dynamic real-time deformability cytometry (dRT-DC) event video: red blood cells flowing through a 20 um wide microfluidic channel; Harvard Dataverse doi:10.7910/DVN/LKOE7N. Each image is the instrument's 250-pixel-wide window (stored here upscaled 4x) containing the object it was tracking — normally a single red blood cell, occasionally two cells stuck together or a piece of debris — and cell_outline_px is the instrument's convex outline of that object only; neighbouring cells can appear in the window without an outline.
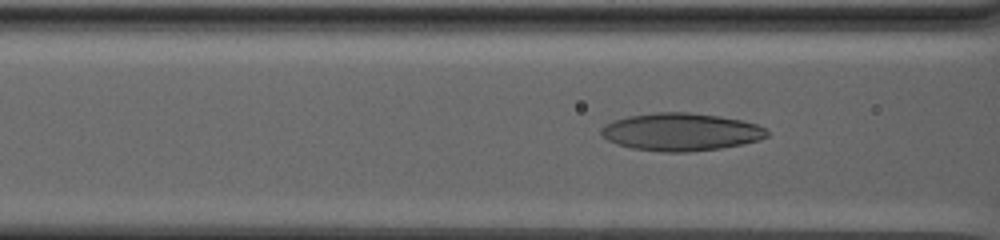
{"species": "human", "species_latin": "Homo sapiens", "temperature_condition": "warm", "stored_images_in_passage": 85, "camera_frame_rate_fps": 3000, "um_per_image_px": 0.085, "donor": {"sex": "male"}, "frame": {"image": 1, "passage_image": 39, "time_ms": 12.667, "image_size_px": [1000, 240], "cell_outline_px": [[768, 136], [760, 140], [744, 144], [720, 148], [688, 152], [664, 152], [632, 148], [616, 144], [600, 136], [600, 128], [604, 124], [628, 116], [656, 112], [688, 112], [720, 116], [740, 120], [756, 124], [764, 128], [768, 132]], "centroid_in_image_um": [57.86, 11.21], "position_along_channel_um": 108.7, "area_um2": 36.53}}
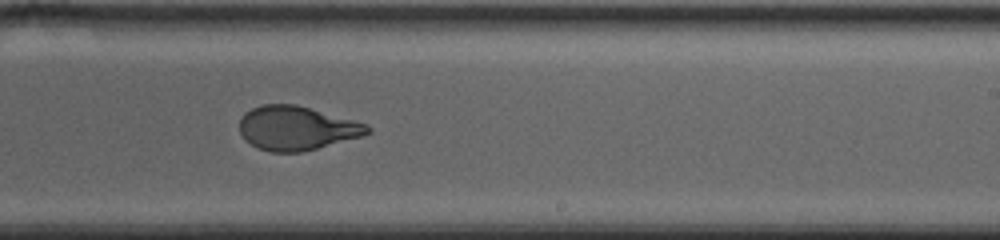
{"frame": {"image": 2, "passage_image": 57, "time_ms": 18.667, "image_size_px": [1000, 240], "cell_outline_px": [[372, 132], [364, 136], [300, 152], [272, 152], [256, 148], [244, 140], [240, 132], [240, 116], [244, 112], [260, 104], [296, 104], [368, 124], [372, 128]], "centroid_in_image_um": [25.2, 10.89], "position_along_channel_um": 263.8, "area_um2": 33.06}}
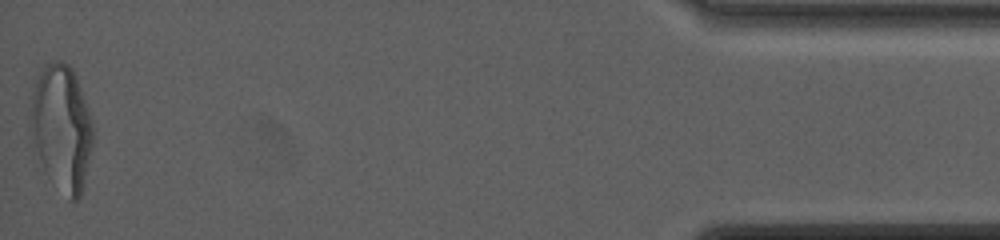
{"frame": {"image": 3, "passage_image": 85, "time_ms": 28.0, "image_size_px": [1000, 240], "cell_outline_px": [[92, 144], [80, 196], [72, 204], [68, 200], [44, 172], [32, 148], [32, 96], [36, 80], [44, 64], [52, 60], [60, 60], [68, 64], [72, 68], [92, 120]], "centroid_in_image_um": [5.22, 10.89], "position_along_channel_um": 430.0, "area_um2": 45.43}, "authors_computed_cell_mechanics": {"area_um2": 37.4544, "velocity_mm_per_s": 2.5856, "shape_relaxation_time_tau1_ms": 10.9659, "shape_relaxation_time_tau2_ms": 1.5586, "deformation_change_tau1": 0.2806, "deformation_change_tau2": 0.0728}}